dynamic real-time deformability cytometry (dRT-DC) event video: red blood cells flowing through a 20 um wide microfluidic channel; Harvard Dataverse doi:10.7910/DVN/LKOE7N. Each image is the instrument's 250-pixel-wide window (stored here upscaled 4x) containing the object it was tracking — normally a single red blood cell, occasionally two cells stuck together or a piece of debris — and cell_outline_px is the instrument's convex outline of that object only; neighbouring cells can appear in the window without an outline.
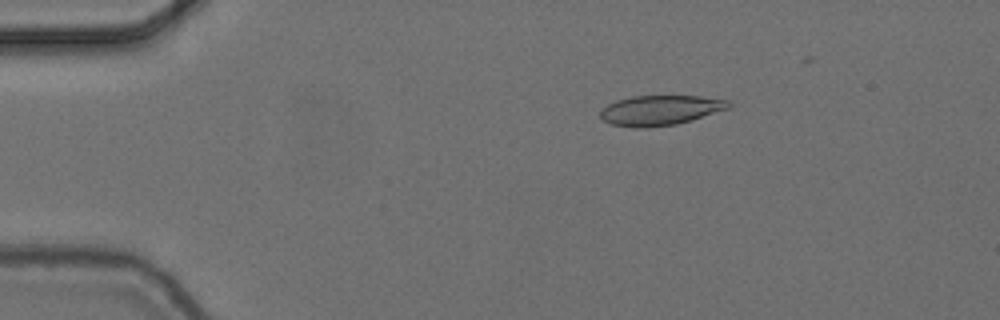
{"species": "common noctule bat (a hibernating species)", "species_latin": "Nyctalus noctula", "temperature_condition": "cold", "stored_images_in_passage": 7, "camera_frame_rate_fps": 3000, "um_per_image_px": 0.085, "animal": {"sex": "female", "body_mass_g": 24.6, "forearm_length_mm": 56.2}, "frame": {"image": 1, "passage_image": 3, "time_ms": 0.667, "image_size_px": [1000, 320], "cell_outline_px": [[732, 104], [728, 108], [692, 120], [676, 124], [648, 128], [636, 128], [612, 124], [604, 120], [600, 116], [600, 112], [608, 104], [616, 100], [632, 96], [700, 96], [728, 100]], "centroid_in_image_um": [56.12, 9.37], "position_along_channel_um": 28.9, "area_um2": 22.31}}
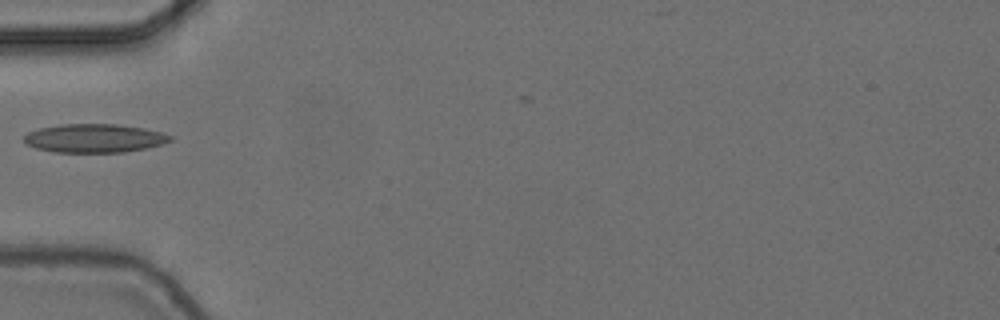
{"frame": {"image": 2, "passage_image": 5, "time_ms": 1.333, "image_size_px": [1000, 320], "cell_outline_px": [[172, 140], [160, 144], [144, 148], [124, 152], [52, 152], [36, 148], [28, 144], [24, 140], [24, 136], [28, 132], [40, 128], [60, 124], [116, 124], [144, 128], [160, 132], [172, 136]], "centroid_in_image_um": [8.0, 11.74], "position_along_channel_um": 77.0, "area_um2": 24.16}}
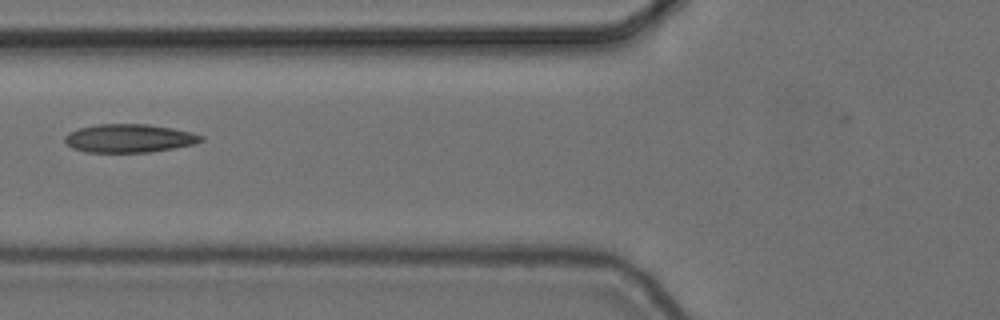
{"frame": {"image": 3, "passage_image": 6, "time_ms": 1.667, "image_size_px": [1000, 320], "cell_outline_px": [[204, 140], [192, 144], [152, 152], [84, 152], [72, 148], [64, 140], [64, 136], [68, 132], [80, 128], [96, 124], [148, 124], [172, 128], [192, 132], [204, 136]], "centroid_in_image_um": [10.96, 11.75], "position_along_channel_um": 114.8, "area_um2": 22.54}}